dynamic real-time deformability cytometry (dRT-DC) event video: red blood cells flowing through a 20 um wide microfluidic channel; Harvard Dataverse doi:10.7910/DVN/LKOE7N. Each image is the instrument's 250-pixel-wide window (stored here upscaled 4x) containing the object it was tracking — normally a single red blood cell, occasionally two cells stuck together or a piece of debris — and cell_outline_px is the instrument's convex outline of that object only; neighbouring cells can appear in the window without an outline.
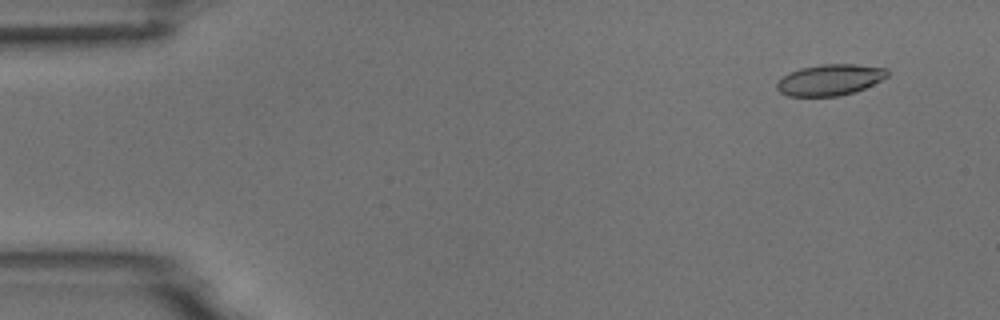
{"species": "common noctule bat (a hibernating species)", "species_latin": "Nyctalus noctula", "temperature_condition": "room temperature", "stored_images_in_passage": 5, "camera_frame_rate_fps": 3000, "um_per_image_px": 0.085, "animal": {"sex": "male", "body_mass_g": 18.8}, "frame": {"image": 1, "passage_image": 2, "time_ms": 1.0, "image_size_px": [1000, 320], "cell_outline_px": [[888, 76], [856, 92], [836, 96], [788, 96], [780, 92], [776, 88], [776, 80], [788, 72], [800, 68], [824, 64], [856, 64], [888, 68]], "centroid_in_image_um": [70.51, 6.78], "position_along_channel_um": 14.5, "area_um2": 20.17}}
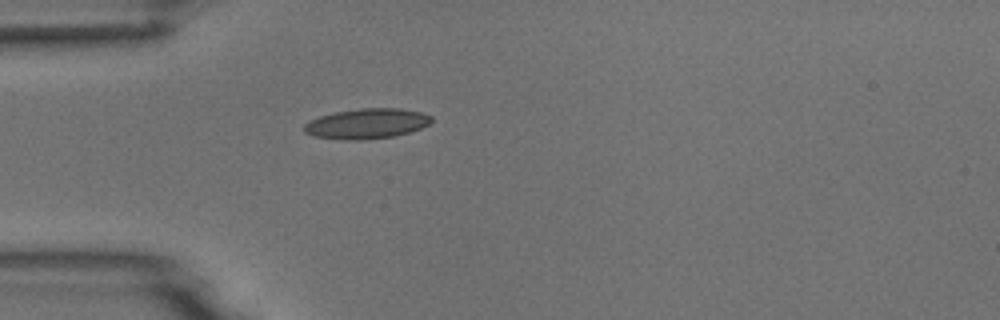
{"frame": {"image": 2, "passage_image": 5, "time_ms": 4.667, "image_size_px": [1000, 320], "cell_outline_px": [[432, 120], [428, 124], [420, 128], [396, 136], [364, 140], [344, 140], [316, 136], [304, 132], [304, 124], [308, 120], [320, 116], [336, 112], [360, 108], [400, 108], [420, 112], [432, 116]], "centroid_in_image_um": [31.16, 10.51], "position_along_channel_um": 53.8, "area_um2": 22.37}}